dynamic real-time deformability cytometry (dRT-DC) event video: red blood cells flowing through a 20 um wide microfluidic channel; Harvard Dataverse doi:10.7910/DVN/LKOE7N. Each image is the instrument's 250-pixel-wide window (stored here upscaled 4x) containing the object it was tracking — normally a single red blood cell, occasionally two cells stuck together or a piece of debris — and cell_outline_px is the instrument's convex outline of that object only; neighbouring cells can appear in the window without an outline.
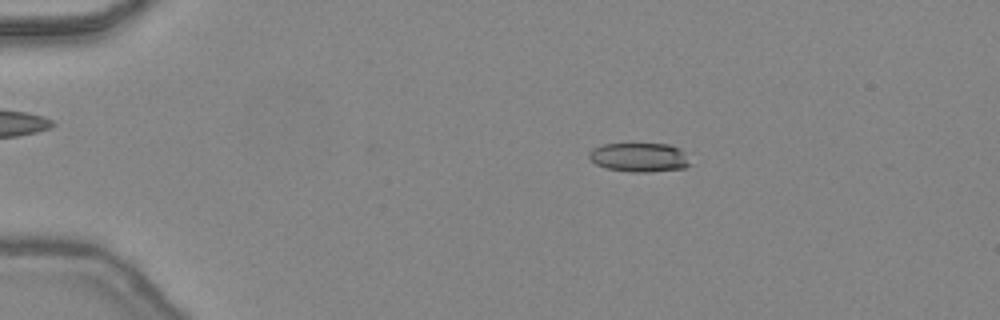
{"species": "common noctule bat (a hibernating species)", "species_latin": "Nyctalus noctula", "temperature_condition": "warm", "stored_images_in_passage": 42, "camera_frame_rate_fps": 3000, "um_per_image_px": 0.085, "animal": {"sex": "female", "body_mass_g": 24.6, "forearm_length_mm": 56.2}, "frame": {"image": 1, "passage_image": 5, "time_ms": 1.333, "image_size_px": [1000, 320], "cell_outline_px": [[692, 164], [684, 168], [648, 172], [632, 172], [608, 168], [596, 164], [588, 156], [588, 152], [592, 148], [604, 144], [668, 144], [680, 148], [684, 152]], "centroid_in_image_um": [54.36, 13.37], "position_along_channel_um": 30.6, "area_um2": 17.11}}
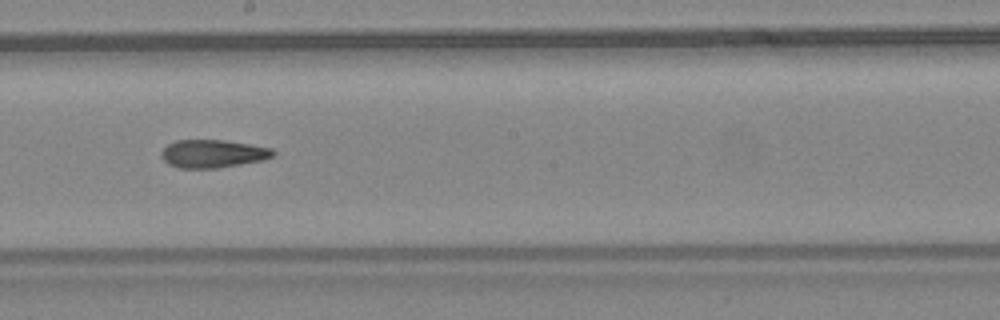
{"frame": {"image": 2, "passage_image": 23, "time_ms": 7.333, "image_size_px": [1000, 320], "cell_outline_px": [[276, 152], [272, 156], [264, 160], [216, 168], [180, 168], [168, 164], [160, 156], [160, 152], [168, 144], [176, 140], [224, 140], [272, 148]], "centroid_in_image_um": [18.07, 13.06], "position_along_channel_um": 230.1, "area_um2": 18.21}}
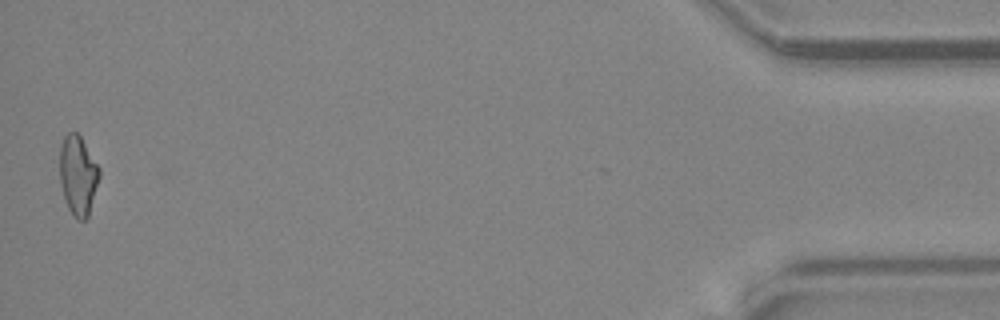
{"frame": {"image": 3, "passage_image": 42, "time_ms": 13.667, "image_size_px": [1000, 320], "cell_outline_px": [[100, 176], [88, 216], [84, 220], [76, 220], [68, 208], [60, 184], [60, 148], [64, 136], [68, 132], [76, 132], [80, 136], [100, 168]], "centroid_in_image_um": [6.63, 14.9], "position_along_channel_um": 428.6, "area_um2": 18.26}, "authors_computed_cell_mechanics": {"area_um2": 18.1781, "velocity_mm_per_s": 4.4981, "shape_relaxation_time_tau1_ms": null, "shape_relaxation_time_tau2_ms": 4.2555, "deformation_change_tau1": null, "deformation_change_tau2": 0.1595}}